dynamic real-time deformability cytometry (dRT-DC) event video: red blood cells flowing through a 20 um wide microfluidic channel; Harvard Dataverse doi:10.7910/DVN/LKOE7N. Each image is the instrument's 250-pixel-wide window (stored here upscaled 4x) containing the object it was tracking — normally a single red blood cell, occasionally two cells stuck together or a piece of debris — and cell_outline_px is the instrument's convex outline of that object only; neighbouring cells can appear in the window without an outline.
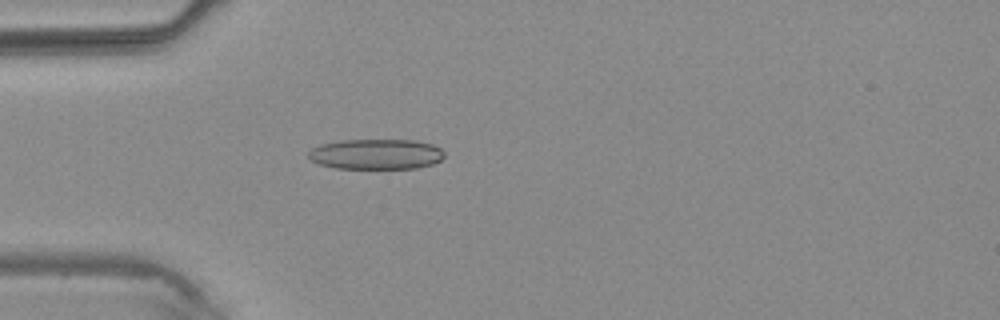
{"species": "common noctule bat (a hibernating species)", "species_latin": "Nyctalus noctula", "temperature_condition": "warm", "stored_images_in_passage": 3, "camera_frame_rate_fps": 3000, "um_per_image_px": 0.085, "animal": {"sex": "male", "body_mass_g": 20.4}, "frame": {"image": 1, "passage_image": 3, "time_ms": 2.333, "image_size_px": [1000, 320], "cell_outline_px": [[444, 156], [440, 160], [432, 164], [416, 168], [336, 168], [320, 164], [312, 160], [308, 156], [308, 152], [312, 148], [320, 144], [344, 140], [416, 140], [432, 144], [440, 148], [444, 152]], "centroid_in_image_um": [31.98, 13.1], "position_along_channel_um": 53.0, "area_um2": 23.93}}